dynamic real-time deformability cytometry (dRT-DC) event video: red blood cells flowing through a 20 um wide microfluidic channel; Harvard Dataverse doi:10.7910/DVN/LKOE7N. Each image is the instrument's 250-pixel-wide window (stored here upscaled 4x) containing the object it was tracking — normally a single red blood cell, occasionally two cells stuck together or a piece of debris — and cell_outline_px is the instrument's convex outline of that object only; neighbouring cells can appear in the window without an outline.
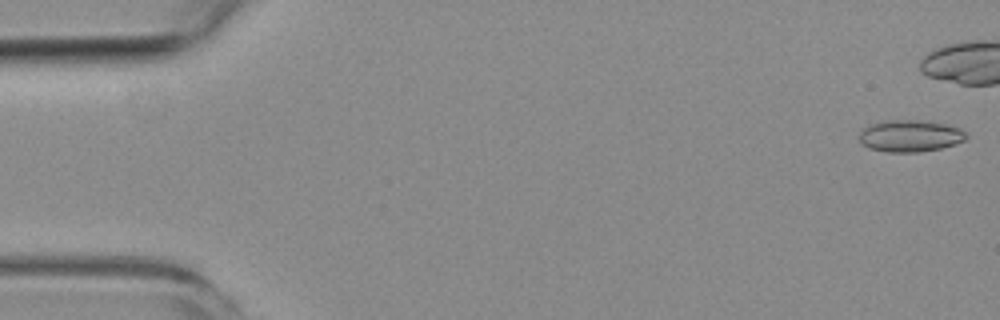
{"species": "common noctule bat (a hibernating species)", "species_latin": "Nyctalus noctula", "temperature_condition": "room temperature", "stored_images_in_passage": 9, "camera_frame_rate_fps": 3000, "um_per_image_px": 0.085, "animal": {"sex": "female", "body_mass_g": 19.3, "forearm_length_mm": 54.1}, "frame": {"image": 1, "passage_image": 1, "time_ms": 0.0, "image_size_px": [1000, 320], "cell_outline_px": [[968, 136], [964, 140], [940, 148], [920, 152], [888, 152], [868, 148], [860, 144], [860, 132], [864, 128], [872, 124], [888, 120], [916, 120], [944, 124], [960, 128]], "centroid_in_image_um": [77.33, 11.56], "position_along_channel_um": 7.7, "area_um2": 19.59}}
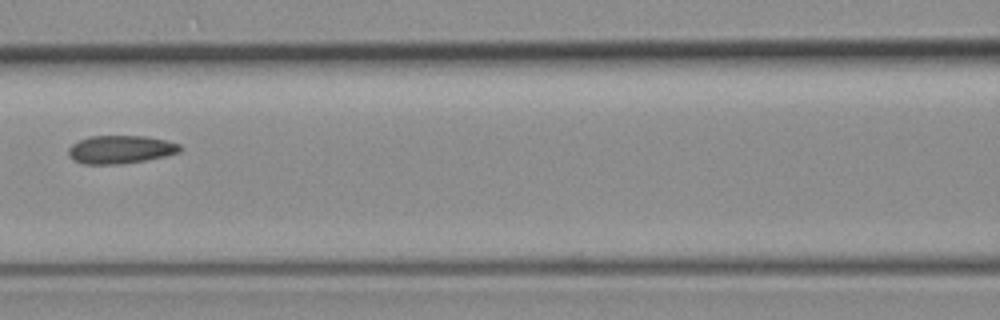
{"frame": {"image": 2, "passage_image": 8, "time_ms": 9.0, "image_size_px": [1000, 320], "cell_outline_px": [[184, 148], [180, 152], [164, 156], [144, 160], [120, 164], [84, 164], [72, 160], [68, 156], [68, 148], [72, 144], [88, 136], [144, 136], [164, 140], [180, 144]], "centroid_in_image_um": [10.22, 12.71], "position_along_channel_um": 156.4, "area_um2": 18.32}}
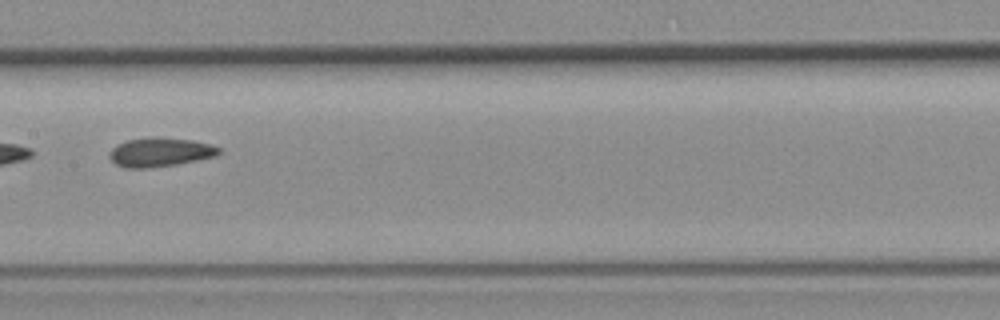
{"frame": {"image": 3, "passage_image": 9, "time_ms": 10.0, "image_size_px": [1000, 320], "cell_outline_px": [[220, 152], [216, 156], [176, 164], [144, 168], [128, 168], [116, 164], [108, 156], [112, 148], [128, 140], [148, 136], [152, 136], [192, 140], [208, 144], [220, 148]], "centroid_in_image_um": [13.59, 12.92], "position_along_channel_um": 193.8, "area_um2": 18.26}}